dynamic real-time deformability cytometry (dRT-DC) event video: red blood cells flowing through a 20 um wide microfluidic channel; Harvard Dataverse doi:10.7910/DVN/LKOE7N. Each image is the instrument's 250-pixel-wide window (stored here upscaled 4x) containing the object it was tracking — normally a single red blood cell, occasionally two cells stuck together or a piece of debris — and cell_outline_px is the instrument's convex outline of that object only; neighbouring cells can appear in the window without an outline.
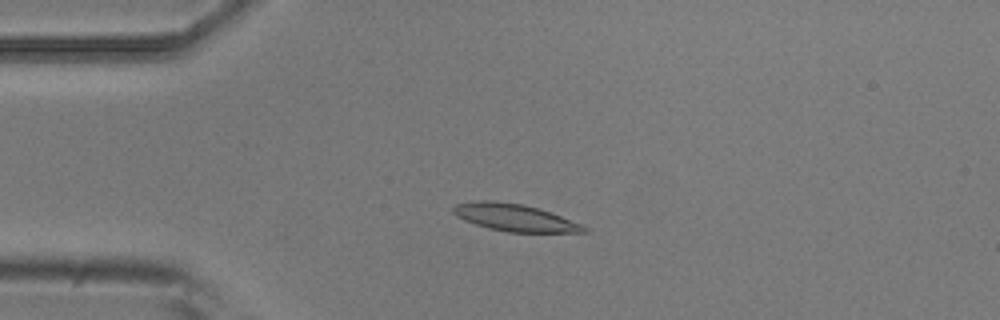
{"species": "common noctule bat (a hibernating species)", "species_latin": "Nyctalus noctula", "temperature_condition": "room temperature", "stored_images_in_passage": 5, "camera_frame_rate_fps": 3000, "um_per_image_px": 0.085, "animal": {"sex": "male", "body_mass_g": 20.5, "forearm_length_mm": 52.5}, "frame": {"image": 1, "passage_image": 4, "time_ms": 1.0, "image_size_px": [1000, 320], "cell_outline_px": [[588, 232], [508, 232], [488, 228], [464, 220], [456, 216], [452, 212], [452, 208], [456, 204], [476, 200], [488, 200], [524, 204], [540, 208], [580, 224], [588, 228]], "centroid_in_image_um": [43.71, 18.48], "position_along_channel_um": 41.3, "area_um2": 20.63}}